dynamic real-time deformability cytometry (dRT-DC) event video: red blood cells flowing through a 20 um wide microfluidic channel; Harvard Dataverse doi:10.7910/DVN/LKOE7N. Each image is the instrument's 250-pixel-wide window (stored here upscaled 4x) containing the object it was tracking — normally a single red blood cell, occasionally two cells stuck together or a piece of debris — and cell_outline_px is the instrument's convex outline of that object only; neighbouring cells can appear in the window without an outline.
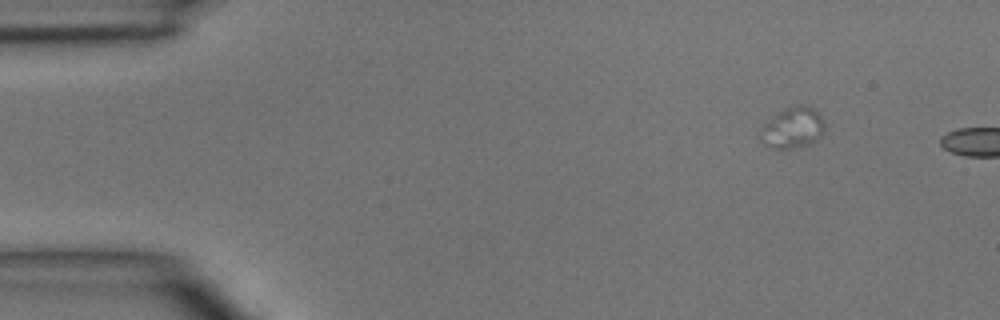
{"species": "common noctule bat (a hibernating species)", "species_latin": "Nyctalus noctula", "temperature_condition": "room temperature", "stored_images_in_passage": 2, "segment_of_instrument_passage": [1, 2], "camera_frame_rate_fps": 3000, "um_per_image_px": 0.085, "animal": {"sex": "male", "body_mass_g": 15.6}, "frame": {"image": 1, "passage_image": 1, "time_ms": 0.0, "image_size_px": [1000, 320], "cell_outline_px": [[824, 128], [820, 136], [816, 140], [808, 144], [788, 148], [776, 148], [764, 144], [760, 136], [760, 128], [772, 116], [784, 108], [792, 104], [808, 104], [816, 108], [824, 120]], "centroid_in_image_um": [67.39, 10.79], "position_along_channel_um": 17.6, "area_um2": 15.49}}